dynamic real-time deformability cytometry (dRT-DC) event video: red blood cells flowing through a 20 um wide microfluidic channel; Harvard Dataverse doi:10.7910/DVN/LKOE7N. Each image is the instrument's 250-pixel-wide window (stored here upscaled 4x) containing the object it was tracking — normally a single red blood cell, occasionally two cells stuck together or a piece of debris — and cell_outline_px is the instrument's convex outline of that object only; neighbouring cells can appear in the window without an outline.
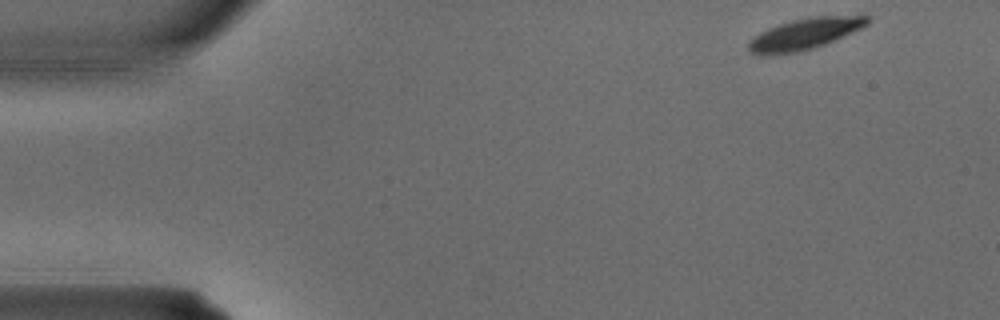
{"species": "common noctule bat (a hibernating species)", "species_latin": "Nyctalus noctula", "temperature_condition": "warm", "stored_images_in_passage": 2, "camera_frame_rate_fps": 3000, "um_per_image_px": 0.085, "animal": {"sex": "male", "body_mass_g": 15.6}, "frame": {"image": 1, "passage_image": 1, "time_ms": 0.0, "image_size_px": [1000, 320], "cell_outline_px": [[872, 20], [868, 24], [860, 28], [824, 44], [812, 48], [796, 52], [748, 52], [748, 44], [760, 32], [768, 28], [792, 20], [812, 16], [872, 16]], "centroid_in_image_um": [68.48, 2.83], "position_along_channel_um": 16.5, "area_um2": 20.58}}